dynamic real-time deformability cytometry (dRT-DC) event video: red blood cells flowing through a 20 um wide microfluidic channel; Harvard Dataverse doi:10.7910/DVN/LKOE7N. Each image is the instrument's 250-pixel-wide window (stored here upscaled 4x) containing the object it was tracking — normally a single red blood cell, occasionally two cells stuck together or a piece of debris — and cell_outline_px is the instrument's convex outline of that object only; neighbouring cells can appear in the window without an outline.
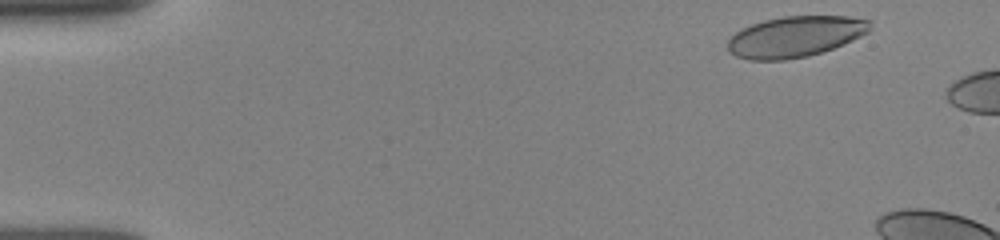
{"species": "human", "species_latin": "Homo sapiens", "temperature_condition": "room temperature", "stored_images_in_passage": 7, "camera_frame_rate_fps": 3000, "um_per_image_px": 0.085, "donor": {"sex": "female"}, "frame": {"image": 1, "passage_image": 2, "time_ms": 0.333, "image_size_px": [1000, 240], "cell_outline_px": [[872, 28], [868, 32], [852, 40], [832, 48], [808, 56], [784, 60], [748, 60], [736, 56], [728, 48], [728, 40], [736, 32], [752, 24], [764, 20], [784, 16], [848, 16], [872, 20]], "centroid_in_image_um": [67.62, 3.1], "position_along_channel_um": 17.4, "area_um2": 33.76}}